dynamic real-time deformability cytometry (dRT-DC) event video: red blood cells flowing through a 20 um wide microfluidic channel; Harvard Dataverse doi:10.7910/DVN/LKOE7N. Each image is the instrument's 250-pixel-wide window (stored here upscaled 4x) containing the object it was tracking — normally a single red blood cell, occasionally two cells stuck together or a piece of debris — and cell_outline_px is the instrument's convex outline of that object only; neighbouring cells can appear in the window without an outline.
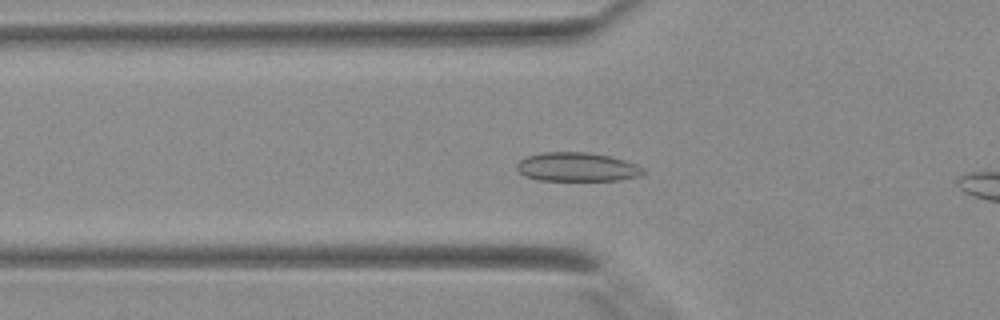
{"species": "Egyptian fruit bat (a non-hibernating species)", "species_latin": "Rousettus aegyptiacus", "temperature_condition": "warm", "stored_images_in_passage": 42, "camera_frame_rate_fps": 3000, "um_per_image_px": 0.085, "animal": {"sex": "female"}, "frame": {"image": 1, "passage_image": 14, "time_ms": 4.333, "image_size_px": [1000, 320], "cell_outline_px": [[644, 172], [640, 176], [616, 180], [540, 180], [524, 176], [516, 168], [516, 164], [520, 160], [528, 156], [544, 152], [584, 152], [608, 156], [624, 160], [636, 164], [644, 168]], "centroid_in_image_um": [49.04, 14.19], "position_along_channel_um": 76.8, "area_um2": 21.1}}
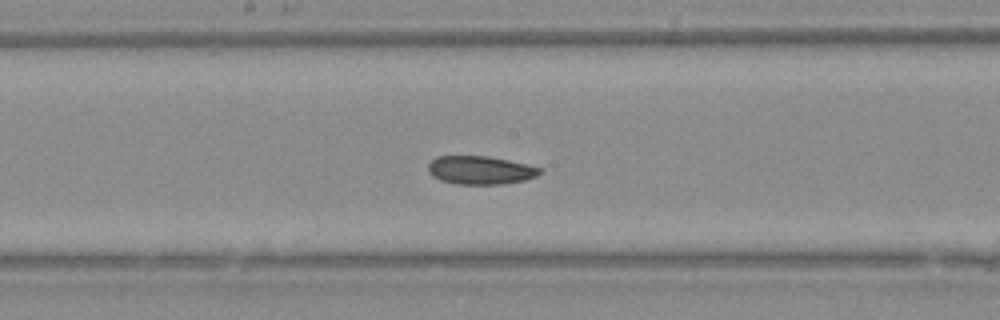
{"frame": {"image": 2, "passage_image": 22, "time_ms": 7.0, "image_size_px": [1000, 320], "cell_outline_px": [[540, 172], [536, 176], [524, 180], [504, 184], [456, 184], [440, 180], [432, 176], [428, 172], [428, 164], [436, 156], [488, 156], [508, 160], [540, 168]], "centroid_in_image_um": [40.77, 14.46], "position_along_channel_um": 207.4, "area_um2": 18.32}}
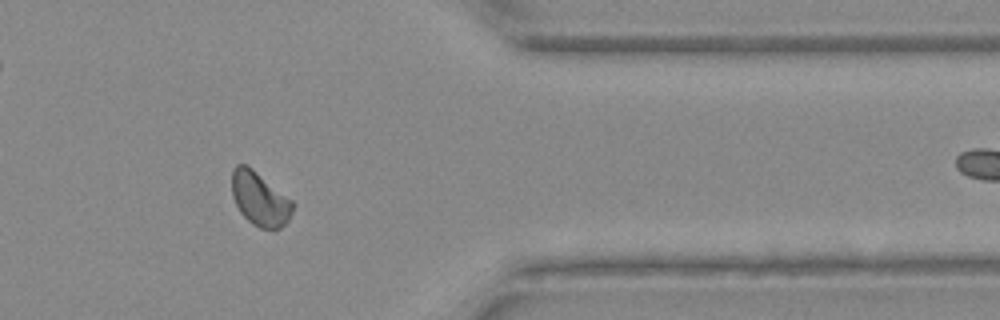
{"frame": {"image": 3, "passage_image": 34, "time_ms": 11.0, "image_size_px": [1000, 320], "cell_outline_px": [[292, 212], [288, 220], [280, 228], [260, 228], [252, 224], [240, 212], [232, 196], [232, 168], [236, 164], [244, 164], [252, 168], [292, 200]], "centroid_in_image_um": [22.05, 16.89], "position_along_channel_um": 389.3, "area_um2": 18.84}}